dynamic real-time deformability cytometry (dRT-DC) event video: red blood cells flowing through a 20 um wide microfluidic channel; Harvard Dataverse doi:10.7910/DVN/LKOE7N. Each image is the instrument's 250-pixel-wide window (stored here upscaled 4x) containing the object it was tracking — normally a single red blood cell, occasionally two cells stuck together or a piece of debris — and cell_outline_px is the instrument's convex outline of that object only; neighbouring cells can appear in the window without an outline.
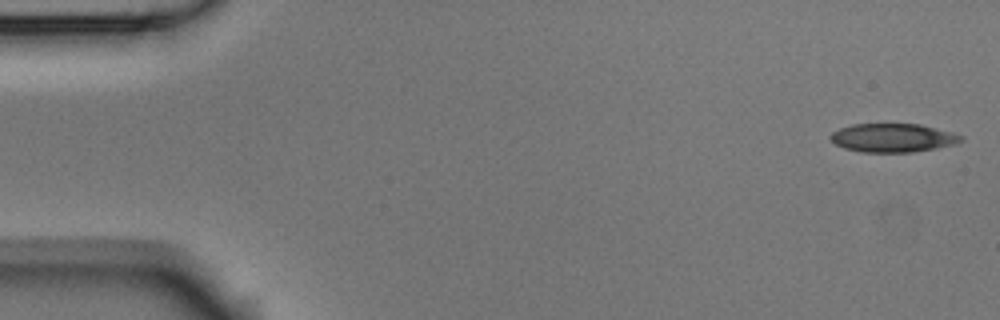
{"species": "Egyptian fruit bat (a non-hibernating species)", "species_latin": "Rousettus aegyptiacus", "temperature_condition": "room temperature", "stored_images_in_passage": 4, "camera_frame_rate_fps": 3000, "um_per_image_px": 0.085, "animal": {"sex": "male"}, "frame": {"image": 1, "passage_image": 1, "time_ms": 0.0, "image_size_px": [1000, 320], "cell_outline_px": [[964, 140], [956, 144], [936, 148], [912, 152], [860, 152], [844, 148], [836, 144], [828, 136], [832, 132], [840, 128], [852, 124], [920, 124], [952, 132], [964, 136]], "centroid_in_image_um": [75.91, 11.71], "position_along_channel_um": 9.1, "area_um2": 21.85}}
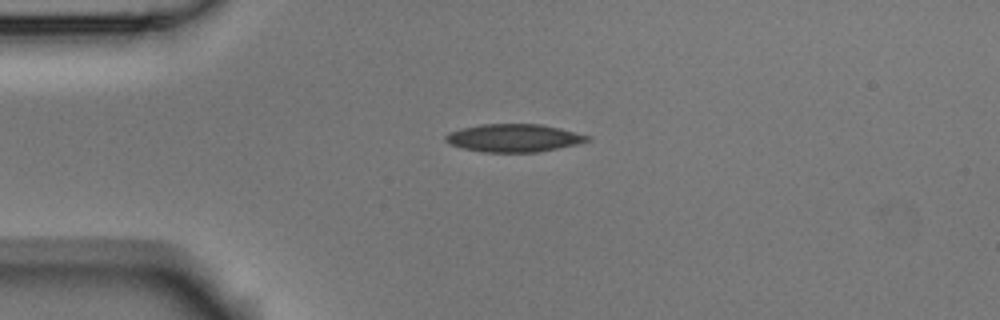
{"frame": {"image": 2, "passage_image": 4, "time_ms": 1.0, "image_size_px": [1000, 320], "cell_outline_px": [[592, 140], [580, 144], [536, 152], [484, 152], [464, 148], [452, 144], [444, 140], [444, 136], [448, 132], [460, 128], [480, 124], [540, 124], [560, 128], [592, 136]], "centroid_in_image_um": [43.71, 11.72], "position_along_channel_um": 41.3, "area_um2": 23.18}}